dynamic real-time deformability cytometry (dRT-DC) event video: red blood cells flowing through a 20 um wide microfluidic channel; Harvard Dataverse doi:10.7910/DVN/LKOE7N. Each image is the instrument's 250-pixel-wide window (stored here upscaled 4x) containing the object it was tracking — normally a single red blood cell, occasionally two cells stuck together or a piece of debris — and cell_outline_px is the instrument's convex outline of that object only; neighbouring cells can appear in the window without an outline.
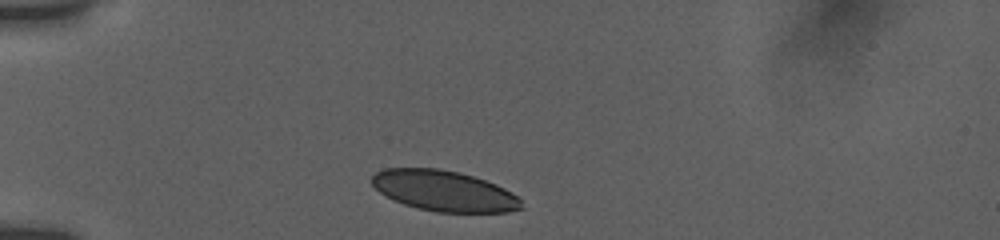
{"species": "human", "species_latin": "Homo sapiens", "temperature_condition": "room temperature", "stored_images_in_passage": 7, "camera_frame_rate_fps": 3000, "um_per_image_px": 0.085, "donor": {"sex": "female"}, "frame": {"image": 1, "passage_image": 1, "time_ms": 0.0, "image_size_px": [1000, 240], "cell_outline_px": [[524, 208], [508, 212], [436, 212], [404, 204], [392, 200], [380, 192], [372, 184], [372, 176], [376, 172], [384, 168], [436, 168], [460, 172], [496, 184], [512, 192], [520, 200]], "centroid_in_image_um": [37.74, 16.22], "position_along_channel_um": 47.3, "area_um2": 35.32}}
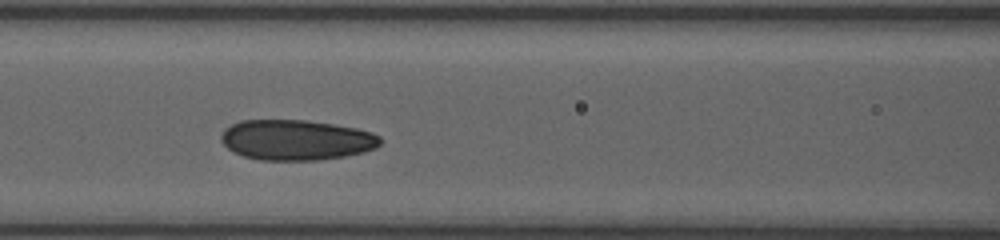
{"frame": {"image": 2, "passage_image": 6, "time_ms": 3.333, "image_size_px": [1000, 240], "cell_outline_px": [[380, 144], [376, 148], [364, 152], [344, 156], [316, 160], [260, 160], [244, 156], [232, 152], [220, 140], [220, 136], [224, 128], [240, 120], [304, 120], [332, 124], [356, 128], [372, 132], [380, 136]], "centroid_in_image_um": [25.16, 11.89], "position_along_channel_um": 141.4, "area_um2": 37.51}}
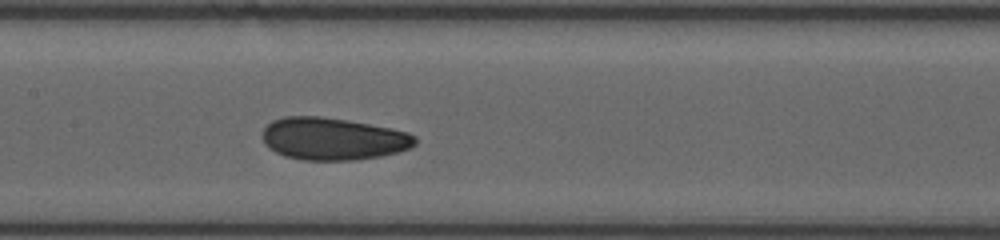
{"frame": {"image": 3, "passage_image": 7, "time_ms": 4.333, "image_size_px": [1000, 240], "cell_outline_px": [[416, 144], [408, 148], [396, 152], [380, 156], [356, 160], [300, 160], [284, 156], [268, 148], [264, 144], [264, 128], [272, 120], [284, 116], [320, 116], [392, 128], [408, 132], [416, 136]], "centroid_in_image_um": [28.29, 11.8], "position_along_channel_um": 179.1, "area_um2": 37.63}}